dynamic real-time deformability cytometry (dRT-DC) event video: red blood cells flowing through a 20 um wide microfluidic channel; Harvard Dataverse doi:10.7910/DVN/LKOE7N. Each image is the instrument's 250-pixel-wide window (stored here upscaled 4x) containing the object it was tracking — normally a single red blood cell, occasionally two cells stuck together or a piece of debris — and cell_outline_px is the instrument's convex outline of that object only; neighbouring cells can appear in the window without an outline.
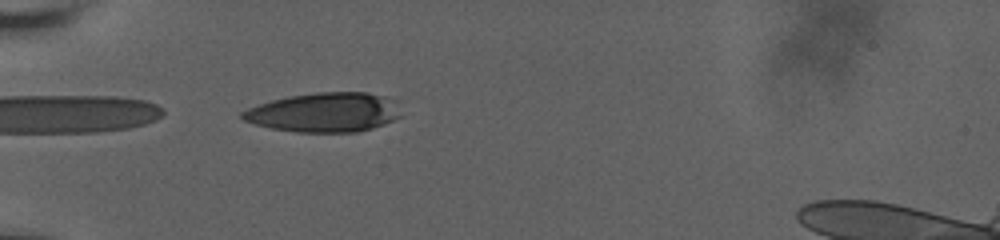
{"species": "human", "species_latin": "Homo sapiens", "temperature_condition": "room temperature", "stored_images_in_passage": 4, "camera_frame_rate_fps": 3000, "um_per_image_px": 0.085, "donor": {"sex": "male"}, "frame": {"image": 1, "passage_image": 2, "time_ms": 0.333, "image_size_px": [1000, 240], "cell_outline_px": [[404, 116], [384, 124], [372, 128], [356, 132], [296, 132], [272, 128], [256, 124], [244, 120], [240, 116], [240, 112], [248, 108], [272, 100], [288, 96], [316, 92], [368, 92], [384, 96], [396, 100]], "centroid_in_image_um": [27.64, 9.54], "position_along_channel_um": 57.4, "area_um2": 36.7}}